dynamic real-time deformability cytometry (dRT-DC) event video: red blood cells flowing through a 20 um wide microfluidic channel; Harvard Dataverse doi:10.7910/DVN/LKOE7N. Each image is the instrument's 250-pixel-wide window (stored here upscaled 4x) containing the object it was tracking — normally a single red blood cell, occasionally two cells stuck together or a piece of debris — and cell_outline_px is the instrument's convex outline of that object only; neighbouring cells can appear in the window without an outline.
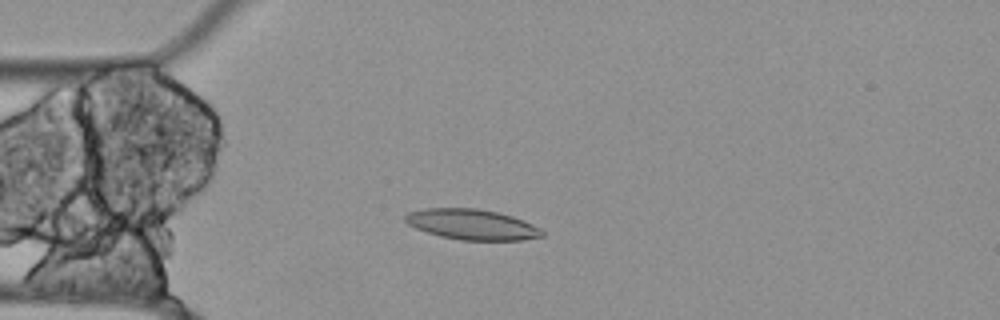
{"species": "Egyptian fruit bat (a non-hibernating species)", "species_latin": "Rousettus aegyptiacus", "temperature_condition": "cold", "stored_images_in_passage": 57, "camera_frame_rate_fps": 3000, "um_per_image_px": 0.085, "animal": {"sex": "female"}, "frame": {"image": 1, "passage_image": 15, "time_ms": 4.667, "image_size_px": [1000, 320], "cell_outline_px": [[544, 236], [520, 240], [460, 240], [440, 236], [416, 228], [408, 224], [404, 220], [404, 216], [408, 212], [424, 208], [476, 208], [496, 212], [512, 216], [524, 220], [540, 228], [544, 232]], "centroid_in_image_um": [40.11, 19.07], "position_along_channel_um": 44.9, "area_um2": 24.28}}
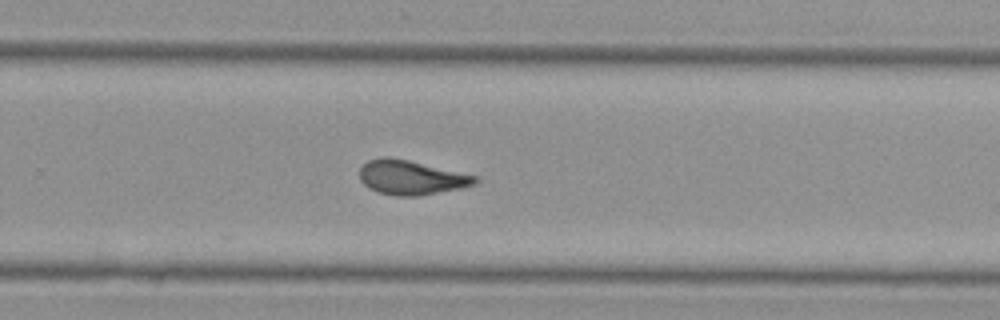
{"frame": {"image": 2, "passage_image": 37, "time_ms": 12.0, "image_size_px": [1000, 320], "cell_outline_px": [[480, 180], [476, 184], [460, 188], [420, 196], [396, 196], [380, 192], [368, 188], [360, 180], [360, 168], [368, 160], [380, 156], [388, 156], [408, 160], [476, 176]], "centroid_in_image_um": [34.93, 15.08], "position_along_channel_um": 294.9, "area_um2": 23.06}}
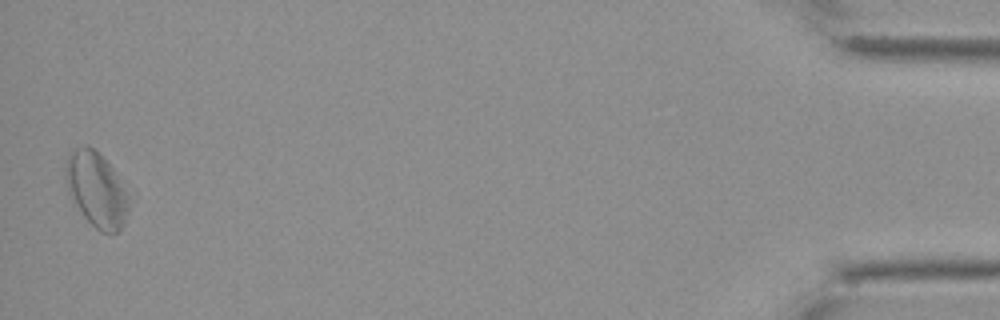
{"frame": {"image": 3, "passage_image": 56, "time_ms": 18.333, "image_size_px": [1000, 320], "cell_outline_px": [[128, 212], [124, 224], [116, 232], [100, 232], [84, 216], [68, 192], [64, 176], [64, 164], [68, 152], [84, 144], [88, 144], [96, 148], [112, 168], [128, 196]], "centroid_in_image_um": [8.15, 16.04], "position_along_channel_um": 427.1, "area_um2": 27.51}, "authors_computed_cell_mechanics": {"area_um2": 23.2356, "velocity_mm_per_s": 3.484, "shape_relaxation_time_tau1_ms": null, "shape_relaxation_time_tau2_ms": 3.3539, "deformation_change_tau1": null, "deformation_change_tau2": 0.0872}}